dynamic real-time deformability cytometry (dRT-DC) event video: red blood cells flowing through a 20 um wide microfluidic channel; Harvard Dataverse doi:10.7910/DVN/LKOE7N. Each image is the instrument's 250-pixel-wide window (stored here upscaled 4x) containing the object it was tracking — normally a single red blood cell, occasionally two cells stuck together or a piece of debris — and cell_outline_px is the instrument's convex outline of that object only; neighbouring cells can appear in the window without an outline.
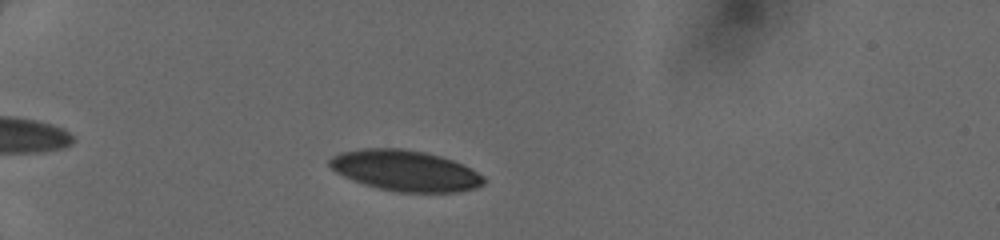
{"species": "human", "species_latin": "Homo sapiens", "temperature_condition": "cold", "stored_images_in_passage": 36, "camera_frame_rate_fps": 3000, "um_per_image_px": 0.085, "donor": {"sex": "female"}, "frame": {"image": 1, "passage_image": 7, "time_ms": 2.0, "image_size_px": [1000, 240], "cell_outline_px": [[484, 184], [476, 188], [460, 192], [396, 192], [364, 184], [352, 180], [336, 172], [328, 164], [328, 160], [332, 156], [340, 152], [364, 148], [400, 148], [424, 152], [440, 156], [452, 160], [472, 168], [484, 176]], "centroid_in_image_um": [34.46, 14.5], "position_along_channel_um": 50.5, "area_um2": 36.7}}
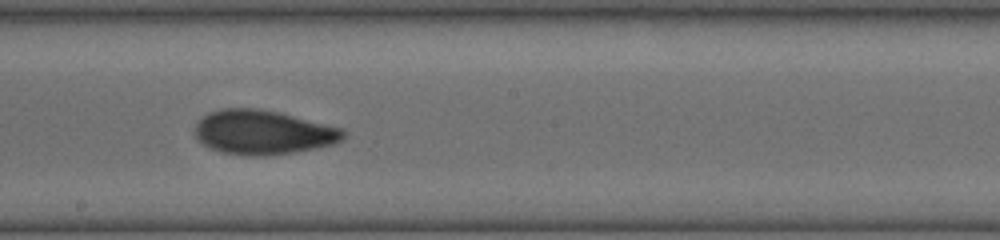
{"frame": {"image": 2, "passage_image": 22, "time_ms": 7.0, "image_size_px": [1000, 240], "cell_outline_px": [[348, 132], [344, 140], [332, 144], [316, 148], [296, 152], [264, 156], [248, 156], [220, 152], [208, 148], [196, 136], [196, 124], [208, 112], [224, 108], [256, 108], [280, 112], [344, 128]], "centroid_in_image_um": [22.42, 11.25], "position_along_channel_um": 225.8, "area_um2": 38.67}}
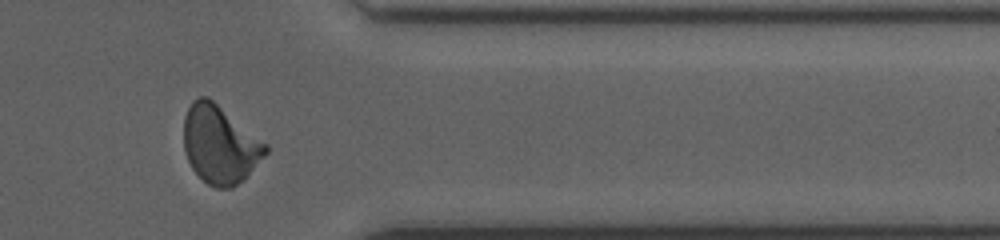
{"frame": {"image": 3, "passage_image": 34, "time_ms": 11.0, "image_size_px": [1000, 240], "cell_outline_px": [[268, 152], [244, 180], [232, 188], [216, 188], [208, 184], [192, 168], [188, 160], [184, 148], [184, 116], [192, 100], [200, 96], [208, 96], [268, 144]], "centroid_in_image_um": [18.7, 12.28], "position_along_channel_um": 392.7, "area_um2": 37.28}}